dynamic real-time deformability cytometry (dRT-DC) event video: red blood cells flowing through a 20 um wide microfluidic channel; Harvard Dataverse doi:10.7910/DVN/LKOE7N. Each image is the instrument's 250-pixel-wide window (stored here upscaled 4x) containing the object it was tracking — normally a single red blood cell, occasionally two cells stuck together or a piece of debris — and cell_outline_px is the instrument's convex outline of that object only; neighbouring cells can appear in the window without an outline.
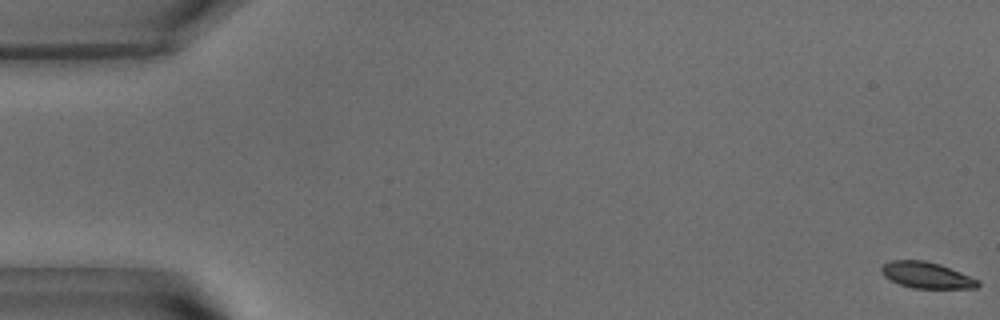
{"species": "common noctule bat (a hibernating species)", "species_latin": "Nyctalus noctula", "temperature_condition": "warm", "stored_images_in_passage": 3, "camera_frame_rate_fps": 3000, "um_per_image_px": 0.085, "animal": {"sex": "male", "body_mass_g": 15.6}, "frame": {"image": 1, "passage_image": 1, "time_ms": 0.0, "image_size_px": [1000, 320], "cell_outline_px": [[980, 284], [976, 288], [912, 288], [900, 284], [884, 276], [880, 272], [880, 268], [884, 264], [892, 260], [924, 260], [940, 264], [980, 280]], "centroid_in_image_um": [78.76, 23.38], "position_along_channel_um": 6.2, "area_um2": 14.68}}